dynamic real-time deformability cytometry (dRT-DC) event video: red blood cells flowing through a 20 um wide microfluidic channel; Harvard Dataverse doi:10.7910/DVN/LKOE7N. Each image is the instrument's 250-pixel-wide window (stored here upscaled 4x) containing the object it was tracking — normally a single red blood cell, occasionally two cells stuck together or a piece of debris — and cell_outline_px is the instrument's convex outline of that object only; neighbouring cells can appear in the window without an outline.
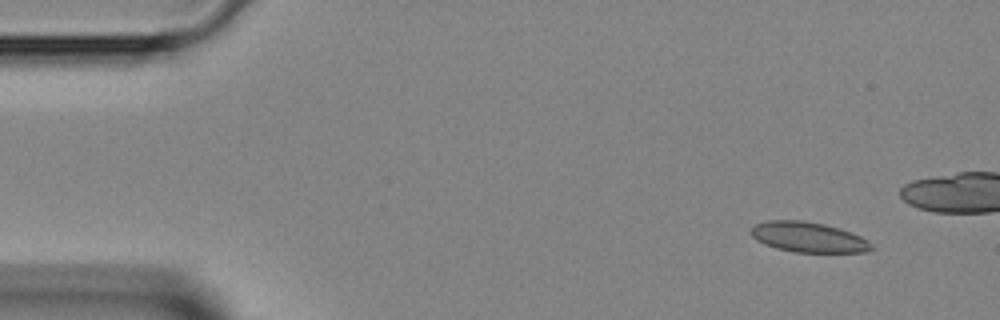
{"species": "Egyptian fruit bat (a non-hibernating species)", "species_latin": "Rousettus aegyptiacus", "temperature_condition": "room temperature", "stored_images_in_passage": 13, "camera_frame_rate_fps": 3000, "um_per_image_px": 0.085, "animal": {"sex": "female"}, "frame": {"image": 1, "passage_image": 3, "time_ms": 0.667, "image_size_px": [1000, 320], "cell_outline_px": [[876, 248], [864, 252], [796, 252], [776, 248], [764, 244], [756, 240], [752, 236], [752, 228], [756, 224], [768, 220], [804, 220], [824, 224], [840, 228], [860, 236], [868, 240]], "centroid_in_image_um": [68.73, 20.16], "position_along_channel_um": 16.3, "area_um2": 21.21}}